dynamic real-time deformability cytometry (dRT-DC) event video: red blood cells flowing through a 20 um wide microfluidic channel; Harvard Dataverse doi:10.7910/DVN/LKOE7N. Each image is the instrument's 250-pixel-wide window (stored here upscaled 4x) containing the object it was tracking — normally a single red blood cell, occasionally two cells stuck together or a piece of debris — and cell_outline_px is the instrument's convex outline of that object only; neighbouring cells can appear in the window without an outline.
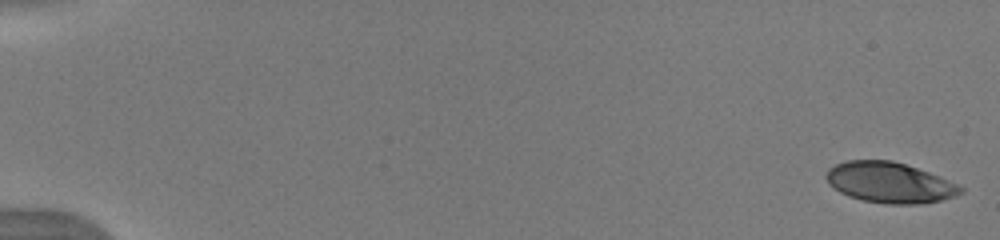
{"species": "human", "species_latin": "Homo sapiens", "temperature_condition": "warm", "stored_images_in_passage": 52, "camera_frame_rate_fps": 3000, "um_per_image_px": 0.085, "donor": {"sex": "male"}, "frame": {"image": 1, "passage_image": 1, "time_ms": 0.0, "image_size_px": [1000, 240], "cell_outline_px": [[964, 192], [956, 196], [940, 200], [920, 204], [884, 204], [860, 200], [848, 196], [840, 192], [828, 184], [824, 176], [828, 168], [836, 164], [848, 160], [892, 160], [940, 176], [964, 188]], "centroid_in_image_um": [75.59, 15.53], "position_along_channel_um": 9.4, "area_um2": 31.96}}
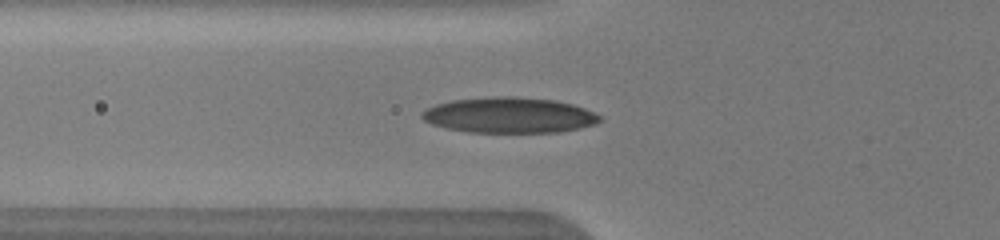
{"frame": {"image": 2, "passage_image": 20, "time_ms": 6.333, "image_size_px": [1000, 240], "cell_outline_px": [[604, 120], [596, 124], [580, 128], [560, 132], [468, 132], [448, 128], [432, 124], [424, 120], [420, 116], [420, 112], [436, 104], [452, 100], [496, 96], [512, 96], [552, 100], [572, 104], [584, 108], [600, 116]], "centroid_in_image_um": [43.29, 9.79], "position_along_channel_um": 82.5, "area_um2": 36.82}}
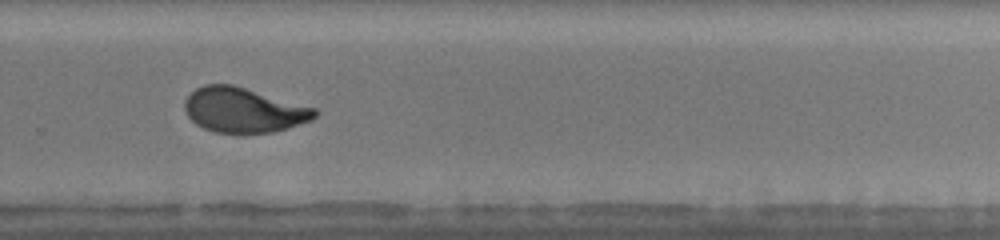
{"frame": {"image": 3, "passage_image": 37, "time_ms": 12.0, "image_size_px": [1000, 240], "cell_outline_px": [[320, 112], [312, 120], [288, 128], [272, 132], [216, 132], [204, 128], [196, 124], [188, 116], [184, 108], [184, 100], [196, 88], [204, 84], [232, 84], [316, 108]], "centroid_in_image_um": [20.71, 9.34], "position_along_channel_um": 309.1, "area_um2": 33.81}, "authors_computed_cell_mechanics": {"area_um2": 34.2754, "velocity_mm_per_s": 3.99, "shape_relaxation_time_tau1_ms": 4.8601, "shape_relaxation_time_tau2_ms": 0.9276, "deformation_change_tau1": 0.215, "deformation_change_tau2": 0.0678}}